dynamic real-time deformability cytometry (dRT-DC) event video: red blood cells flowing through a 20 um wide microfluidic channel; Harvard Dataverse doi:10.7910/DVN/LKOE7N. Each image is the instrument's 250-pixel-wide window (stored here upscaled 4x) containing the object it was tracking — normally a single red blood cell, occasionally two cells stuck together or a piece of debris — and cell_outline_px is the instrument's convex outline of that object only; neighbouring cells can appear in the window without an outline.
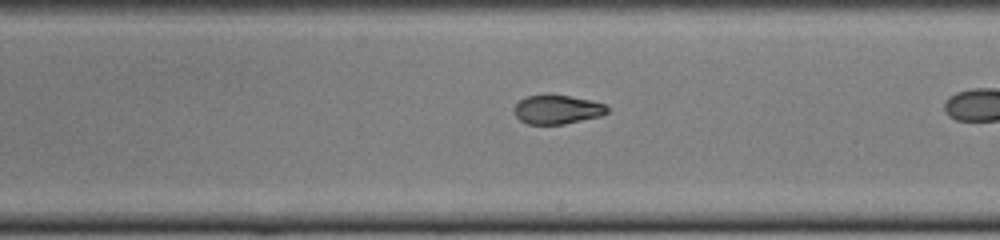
{"species": "common noctule bat (a hibernating species)", "species_latin": "Nyctalus noctula", "temperature_condition": "cold", "stored_images_in_passage": 37, "camera_frame_rate_fps": 3000, "um_per_image_px": 0.085, "animal": {"sex": "female", "body_mass_g": 22.0, "forearm_length_mm": 56.7}, "frame": {"image": 1, "passage_image": 27, "time_ms": 8.667, "image_size_px": [1000, 240], "cell_outline_px": [[608, 112], [600, 116], [564, 124], [528, 124], [520, 120], [516, 116], [512, 108], [520, 100], [528, 96], [568, 96], [588, 100], [604, 104], [608, 108]], "centroid_in_image_um": [47.34, 9.33], "position_along_channel_um": 241.7, "area_um2": 15.32}}